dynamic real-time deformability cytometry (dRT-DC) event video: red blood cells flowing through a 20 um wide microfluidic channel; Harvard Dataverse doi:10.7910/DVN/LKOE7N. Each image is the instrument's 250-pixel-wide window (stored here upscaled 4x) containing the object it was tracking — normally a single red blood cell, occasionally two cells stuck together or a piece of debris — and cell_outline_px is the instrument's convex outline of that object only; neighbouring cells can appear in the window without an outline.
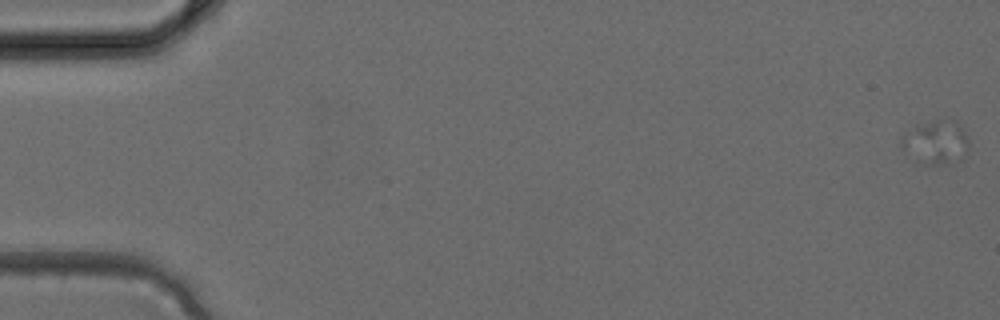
{"species": "common noctule bat (a hibernating species)", "species_latin": "Nyctalus noctula", "temperature_condition": "cold", "stored_images_in_passage": 4, "camera_frame_rate_fps": 3000, "um_per_image_px": 0.085, "animal": {"sex": "female", "body_mass_g": 24.6, "forearm_length_mm": 56.2}, "frame": {"image": 1, "passage_image": 1, "time_ms": 0.0, "image_size_px": [1000, 320], "cell_outline_px": [[968, 152], [964, 156], [936, 164], [924, 164], [900, 148], [900, 140], [920, 124], [944, 116], [956, 120], [960, 124], [968, 136]], "centroid_in_image_um": [79.6, 12.01], "position_along_channel_um": 5.4, "area_um2": 16.94}}
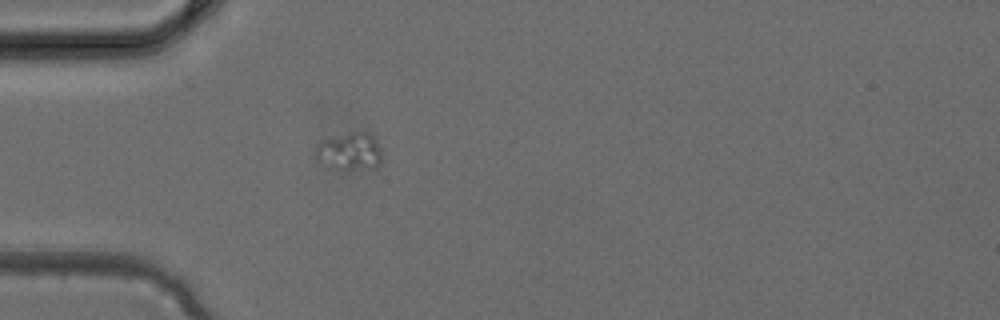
{"frame": {"image": 2, "passage_image": 4, "time_ms": 1.0, "image_size_px": [1000, 320], "cell_outline_px": [[380, 160], [376, 168], [348, 172], [336, 168], [316, 160], [316, 148], [324, 140], [352, 132], [364, 132], [372, 136], [376, 140], [380, 152]], "centroid_in_image_um": [29.74, 12.93], "position_along_channel_um": 55.3, "area_um2": 14.33}}